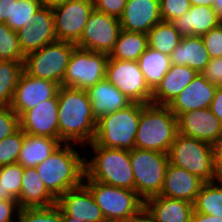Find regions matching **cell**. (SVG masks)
Wrapping results in <instances>:
<instances>
[{"mask_svg":"<svg viewBox=\"0 0 222 222\" xmlns=\"http://www.w3.org/2000/svg\"><path fill=\"white\" fill-rule=\"evenodd\" d=\"M57 98L59 139L84 147L92 143L97 119L87 90L60 86Z\"/></svg>","mask_w":222,"mask_h":222,"instance_id":"cell-1","label":"cell"},{"mask_svg":"<svg viewBox=\"0 0 222 222\" xmlns=\"http://www.w3.org/2000/svg\"><path fill=\"white\" fill-rule=\"evenodd\" d=\"M73 143H62L35 168L48 191L58 199L70 189L83 184L85 156L74 149Z\"/></svg>","mask_w":222,"mask_h":222,"instance_id":"cell-2","label":"cell"},{"mask_svg":"<svg viewBox=\"0 0 222 222\" xmlns=\"http://www.w3.org/2000/svg\"><path fill=\"white\" fill-rule=\"evenodd\" d=\"M92 158L85 156V177L83 181H97L118 188L134 190V174L130 151L119 148L88 144ZM89 159V160H88Z\"/></svg>","mask_w":222,"mask_h":222,"instance_id":"cell-3","label":"cell"},{"mask_svg":"<svg viewBox=\"0 0 222 222\" xmlns=\"http://www.w3.org/2000/svg\"><path fill=\"white\" fill-rule=\"evenodd\" d=\"M178 134V120L168 106L142 104L135 148L168 154Z\"/></svg>","mask_w":222,"mask_h":222,"instance_id":"cell-4","label":"cell"},{"mask_svg":"<svg viewBox=\"0 0 222 222\" xmlns=\"http://www.w3.org/2000/svg\"><path fill=\"white\" fill-rule=\"evenodd\" d=\"M142 104L132 102L127 107L97 119L93 142L98 146L132 150L135 148Z\"/></svg>","mask_w":222,"mask_h":222,"instance_id":"cell-5","label":"cell"},{"mask_svg":"<svg viewBox=\"0 0 222 222\" xmlns=\"http://www.w3.org/2000/svg\"><path fill=\"white\" fill-rule=\"evenodd\" d=\"M100 207L106 222H133L144 211V200L135 190L97 181H83Z\"/></svg>","mask_w":222,"mask_h":222,"instance_id":"cell-6","label":"cell"},{"mask_svg":"<svg viewBox=\"0 0 222 222\" xmlns=\"http://www.w3.org/2000/svg\"><path fill=\"white\" fill-rule=\"evenodd\" d=\"M169 163L198 176L204 182L215 181L212 145L177 134L168 152Z\"/></svg>","mask_w":222,"mask_h":222,"instance_id":"cell-7","label":"cell"},{"mask_svg":"<svg viewBox=\"0 0 222 222\" xmlns=\"http://www.w3.org/2000/svg\"><path fill=\"white\" fill-rule=\"evenodd\" d=\"M130 160L134 174V190L145 201L160 195L169 163L168 154L133 148Z\"/></svg>","mask_w":222,"mask_h":222,"instance_id":"cell-8","label":"cell"},{"mask_svg":"<svg viewBox=\"0 0 222 222\" xmlns=\"http://www.w3.org/2000/svg\"><path fill=\"white\" fill-rule=\"evenodd\" d=\"M75 47L74 43L60 40L46 44L25 56L23 70L28 75L47 79L61 86L70 55Z\"/></svg>","mask_w":222,"mask_h":222,"instance_id":"cell-9","label":"cell"},{"mask_svg":"<svg viewBox=\"0 0 222 222\" xmlns=\"http://www.w3.org/2000/svg\"><path fill=\"white\" fill-rule=\"evenodd\" d=\"M109 55L75 47L61 86L88 90L105 79Z\"/></svg>","mask_w":222,"mask_h":222,"instance_id":"cell-10","label":"cell"},{"mask_svg":"<svg viewBox=\"0 0 222 222\" xmlns=\"http://www.w3.org/2000/svg\"><path fill=\"white\" fill-rule=\"evenodd\" d=\"M131 102L151 103L152 90L145 81L137 61L118 60L109 56L106 76Z\"/></svg>","mask_w":222,"mask_h":222,"instance_id":"cell-11","label":"cell"},{"mask_svg":"<svg viewBox=\"0 0 222 222\" xmlns=\"http://www.w3.org/2000/svg\"><path fill=\"white\" fill-rule=\"evenodd\" d=\"M120 31L119 18L93 9L88 17L82 36L75 45L78 48L110 55Z\"/></svg>","mask_w":222,"mask_h":222,"instance_id":"cell-12","label":"cell"},{"mask_svg":"<svg viewBox=\"0 0 222 222\" xmlns=\"http://www.w3.org/2000/svg\"><path fill=\"white\" fill-rule=\"evenodd\" d=\"M92 0H67L52 8L55 34L58 40L76 44L83 33L90 13Z\"/></svg>","mask_w":222,"mask_h":222,"instance_id":"cell-13","label":"cell"},{"mask_svg":"<svg viewBox=\"0 0 222 222\" xmlns=\"http://www.w3.org/2000/svg\"><path fill=\"white\" fill-rule=\"evenodd\" d=\"M60 85L28 75L24 70L15 89L11 109L20 117L26 110L58 94Z\"/></svg>","mask_w":222,"mask_h":222,"instance_id":"cell-14","label":"cell"},{"mask_svg":"<svg viewBox=\"0 0 222 222\" xmlns=\"http://www.w3.org/2000/svg\"><path fill=\"white\" fill-rule=\"evenodd\" d=\"M178 133L195 138L211 145L222 137V125L209 108H201L185 113L178 117Z\"/></svg>","mask_w":222,"mask_h":222,"instance_id":"cell-15","label":"cell"},{"mask_svg":"<svg viewBox=\"0 0 222 222\" xmlns=\"http://www.w3.org/2000/svg\"><path fill=\"white\" fill-rule=\"evenodd\" d=\"M19 123L26 134L59 139L57 95L26 110L19 117Z\"/></svg>","mask_w":222,"mask_h":222,"instance_id":"cell-16","label":"cell"},{"mask_svg":"<svg viewBox=\"0 0 222 222\" xmlns=\"http://www.w3.org/2000/svg\"><path fill=\"white\" fill-rule=\"evenodd\" d=\"M34 23L17 31L20 47L27 56L46 44L57 41L52 7L41 6L34 14Z\"/></svg>","mask_w":222,"mask_h":222,"instance_id":"cell-17","label":"cell"},{"mask_svg":"<svg viewBox=\"0 0 222 222\" xmlns=\"http://www.w3.org/2000/svg\"><path fill=\"white\" fill-rule=\"evenodd\" d=\"M57 205L63 217H73L82 222H106L102 210L84 184L62 194Z\"/></svg>","mask_w":222,"mask_h":222,"instance_id":"cell-18","label":"cell"},{"mask_svg":"<svg viewBox=\"0 0 222 222\" xmlns=\"http://www.w3.org/2000/svg\"><path fill=\"white\" fill-rule=\"evenodd\" d=\"M119 21L123 30L147 34L162 21L160 0H127Z\"/></svg>","mask_w":222,"mask_h":222,"instance_id":"cell-19","label":"cell"},{"mask_svg":"<svg viewBox=\"0 0 222 222\" xmlns=\"http://www.w3.org/2000/svg\"><path fill=\"white\" fill-rule=\"evenodd\" d=\"M204 183L198 176L168 163L160 195L193 204Z\"/></svg>","mask_w":222,"mask_h":222,"instance_id":"cell-20","label":"cell"},{"mask_svg":"<svg viewBox=\"0 0 222 222\" xmlns=\"http://www.w3.org/2000/svg\"><path fill=\"white\" fill-rule=\"evenodd\" d=\"M216 89V86L207 81L201 73H198L168 107L176 117L188 111L209 108Z\"/></svg>","mask_w":222,"mask_h":222,"instance_id":"cell-21","label":"cell"},{"mask_svg":"<svg viewBox=\"0 0 222 222\" xmlns=\"http://www.w3.org/2000/svg\"><path fill=\"white\" fill-rule=\"evenodd\" d=\"M198 72L188 66L171 64L158 86L152 91L151 103L169 106Z\"/></svg>","mask_w":222,"mask_h":222,"instance_id":"cell-22","label":"cell"},{"mask_svg":"<svg viewBox=\"0 0 222 222\" xmlns=\"http://www.w3.org/2000/svg\"><path fill=\"white\" fill-rule=\"evenodd\" d=\"M144 211L157 222H190L193 204L157 195L144 201Z\"/></svg>","mask_w":222,"mask_h":222,"instance_id":"cell-23","label":"cell"},{"mask_svg":"<svg viewBox=\"0 0 222 222\" xmlns=\"http://www.w3.org/2000/svg\"><path fill=\"white\" fill-rule=\"evenodd\" d=\"M19 207H50L57 204V199L45 187L35 167L23 168Z\"/></svg>","mask_w":222,"mask_h":222,"instance_id":"cell-24","label":"cell"},{"mask_svg":"<svg viewBox=\"0 0 222 222\" xmlns=\"http://www.w3.org/2000/svg\"><path fill=\"white\" fill-rule=\"evenodd\" d=\"M171 23L182 37L193 35L202 37L222 22L213 7L191 6L187 13Z\"/></svg>","mask_w":222,"mask_h":222,"instance_id":"cell-25","label":"cell"},{"mask_svg":"<svg viewBox=\"0 0 222 222\" xmlns=\"http://www.w3.org/2000/svg\"><path fill=\"white\" fill-rule=\"evenodd\" d=\"M92 112L96 119L123 109L132 102L107 79H103L88 90Z\"/></svg>","mask_w":222,"mask_h":222,"instance_id":"cell-26","label":"cell"},{"mask_svg":"<svg viewBox=\"0 0 222 222\" xmlns=\"http://www.w3.org/2000/svg\"><path fill=\"white\" fill-rule=\"evenodd\" d=\"M173 65L188 66L201 73L210 61L203 38L200 36H185L170 54Z\"/></svg>","mask_w":222,"mask_h":222,"instance_id":"cell-27","label":"cell"},{"mask_svg":"<svg viewBox=\"0 0 222 222\" xmlns=\"http://www.w3.org/2000/svg\"><path fill=\"white\" fill-rule=\"evenodd\" d=\"M63 142L60 139L26 134L17 163L25 168L36 167L47 159Z\"/></svg>","mask_w":222,"mask_h":222,"instance_id":"cell-28","label":"cell"},{"mask_svg":"<svg viewBox=\"0 0 222 222\" xmlns=\"http://www.w3.org/2000/svg\"><path fill=\"white\" fill-rule=\"evenodd\" d=\"M145 81L153 91L161 82L171 66L170 56L150 47L137 60Z\"/></svg>","mask_w":222,"mask_h":222,"instance_id":"cell-29","label":"cell"},{"mask_svg":"<svg viewBox=\"0 0 222 222\" xmlns=\"http://www.w3.org/2000/svg\"><path fill=\"white\" fill-rule=\"evenodd\" d=\"M147 34L121 29L110 57L118 60L137 61L147 49Z\"/></svg>","mask_w":222,"mask_h":222,"instance_id":"cell-30","label":"cell"},{"mask_svg":"<svg viewBox=\"0 0 222 222\" xmlns=\"http://www.w3.org/2000/svg\"><path fill=\"white\" fill-rule=\"evenodd\" d=\"M181 34L171 22L161 21L147 33L148 47L161 53L170 54L181 41Z\"/></svg>","mask_w":222,"mask_h":222,"instance_id":"cell-31","label":"cell"},{"mask_svg":"<svg viewBox=\"0 0 222 222\" xmlns=\"http://www.w3.org/2000/svg\"><path fill=\"white\" fill-rule=\"evenodd\" d=\"M197 213L222 218V182H205L193 203Z\"/></svg>","mask_w":222,"mask_h":222,"instance_id":"cell-32","label":"cell"},{"mask_svg":"<svg viewBox=\"0 0 222 222\" xmlns=\"http://www.w3.org/2000/svg\"><path fill=\"white\" fill-rule=\"evenodd\" d=\"M23 63L0 61V107L11 106Z\"/></svg>","mask_w":222,"mask_h":222,"instance_id":"cell-33","label":"cell"},{"mask_svg":"<svg viewBox=\"0 0 222 222\" xmlns=\"http://www.w3.org/2000/svg\"><path fill=\"white\" fill-rule=\"evenodd\" d=\"M23 168L19 163L0 167V201L19 198Z\"/></svg>","mask_w":222,"mask_h":222,"instance_id":"cell-34","label":"cell"},{"mask_svg":"<svg viewBox=\"0 0 222 222\" xmlns=\"http://www.w3.org/2000/svg\"><path fill=\"white\" fill-rule=\"evenodd\" d=\"M18 34L6 23L0 22V61L24 62Z\"/></svg>","mask_w":222,"mask_h":222,"instance_id":"cell-35","label":"cell"},{"mask_svg":"<svg viewBox=\"0 0 222 222\" xmlns=\"http://www.w3.org/2000/svg\"><path fill=\"white\" fill-rule=\"evenodd\" d=\"M41 4L37 0L13 1L12 22H6L11 30L19 31L24 26L34 23V14L39 10Z\"/></svg>","mask_w":222,"mask_h":222,"instance_id":"cell-36","label":"cell"},{"mask_svg":"<svg viewBox=\"0 0 222 222\" xmlns=\"http://www.w3.org/2000/svg\"><path fill=\"white\" fill-rule=\"evenodd\" d=\"M18 222H64L62 210L55 204L50 207L22 208Z\"/></svg>","mask_w":222,"mask_h":222,"instance_id":"cell-37","label":"cell"},{"mask_svg":"<svg viewBox=\"0 0 222 222\" xmlns=\"http://www.w3.org/2000/svg\"><path fill=\"white\" fill-rule=\"evenodd\" d=\"M24 136L25 132L19 128L12 135L0 141V167L17 163Z\"/></svg>","mask_w":222,"mask_h":222,"instance_id":"cell-38","label":"cell"},{"mask_svg":"<svg viewBox=\"0 0 222 222\" xmlns=\"http://www.w3.org/2000/svg\"><path fill=\"white\" fill-rule=\"evenodd\" d=\"M189 0H160L161 20L172 22L190 10Z\"/></svg>","mask_w":222,"mask_h":222,"instance_id":"cell-39","label":"cell"},{"mask_svg":"<svg viewBox=\"0 0 222 222\" xmlns=\"http://www.w3.org/2000/svg\"><path fill=\"white\" fill-rule=\"evenodd\" d=\"M19 128V116L11 109V106L0 107V141Z\"/></svg>","mask_w":222,"mask_h":222,"instance_id":"cell-40","label":"cell"},{"mask_svg":"<svg viewBox=\"0 0 222 222\" xmlns=\"http://www.w3.org/2000/svg\"><path fill=\"white\" fill-rule=\"evenodd\" d=\"M210 59L222 57V23L202 36Z\"/></svg>","mask_w":222,"mask_h":222,"instance_id":"cell-41","label":"cell"},{"mask_svg":"<svg viewBox=\"0 0 222 222\" xmlns=\"http://www.w3.org/2000/svg\"><path fill=\"white\" fill-rule=\"evenodd\" d=\"M94 9L107 15L119 18L127 0H92Z\"/></svg>","mask_w":222,"mask_h":222,"instance_id":"cell-42","label":"cell"},{"mask_svg":"<svg viewBox=\"0 0 222 222\" xmlns=\"http://www.w3.org/2000/svg\"><path fill=\"white\" fill-rule=\"evenodd\" d=\"M201 74L212 85L216 87L222 86V57L210 59Z\"/></svg>","mask_w":222,"mask_h":222,"instance_id":"cell-43","label":"cell"},{"mask_svg":"<svg viewBox=\"0 0 222 222\" xmlns=\"http://www.w3.org/2000/svg\"><path fill=\"white\" fill-rule=\"evenodd\" d=\"M20 210L17 200L0 201V222H18Z\"/></svg>","mask_w":222,"mask_h":222,"instance_id":"cell-44","label":"cell"},{"mask_svg":"<svg viewBox=\"0 0 222 222\" xmlns=\"http://www.w3.org/2000/svg\"><path fill=\"white\" fill-rule=\"evenodd\" d=\"M215 181L222 182V137L212 145Z\"/></svg>","mask_w":222,"mask_h":222,"instance_id":"cell-45","label":"cell"},{"mask_svg":"<svg viewBox=\"0 0 222 222\" xmlns=\"http://www.w3.org/2000/svg\"><path fill=\"white\" fill-rule=\"evenodd\" d=\"M209 109L219 119V122L222 125V86L217 87Z\"/></svg>","mask_w":222,"mask_h":222,"instance_id":"cell-46","label":"cell"},{"mask_svg":"<svg viewBox=\"0 0 222 222\" xmlns=\"http://www.w3.org/2000/svg\"><path fill=\"white\" fill-rule=\"evenodd\" d=\"M13 1L16 0H0V22H12Z\"/></svg>","mask_w":222,"mask_h":222,"instance_id":"cell-47","label":"cell"},{"mask_svg":"<svg viewBox=\"0 0 222 222\" xmlns=\"http://www.w3.org/2000/svg\"><path fill=\"white\" fill-rule=\"evenodd\" d=\"M190 222H222V218L193 211Z\"/></svg>","mask_w":222,"mask_h":222,"instance_id":"cell-48","label":"cell"},{"mask_svg":"<svg viewBox=\"0 0 222 222\" xmlns=\"http://www.w3.org/2000/svg\"><path fill=\"white\" fill-rule=\"evenodd\" d=\"M37 1L41 4V6L53 8L59 4L66 2L67 0H37Z\"/></svg>","mask_w":222,"mask_h":222,"instance_id":"cell-49","label":"cell"},{"mask_svg":"<svg viewBox=\"0 0 222 222\" xmlns=\"http://www.w3.org/2000/svg\"><path fill=\"white\" fill-rule=\"evenodd\" d=\"M212 7L214 11L216 12L217 17L222 22V0H213Z\"/></svg>","mask_w":222,"mask_h":222,"instance_id":"cell-50","label":"cell"},{"mask_svg":"<svg viewBox=\"0 0 222 222\" xmlns=\"http://www.w3.org/2000/svg\"><path fill=\"white\" fill-rule=\"evenodd\" d=\"M191 6H210L213 5V0H189Z\"/></svg>","mask_w":222,"mask_h":222,"instance_id":"cell-51","label":"cell"},{"mask_svg":"<svg viewBox=\"0 0 222 222\" xmlns=\"http://www.w3.org/2000/svg\"><path fill=\"white\" fill-rule=\"evenodd\" d=\"M135 221L136 222H157L152 217H150L145 211H143Z\"/></svg>","mask_w":222,"mask_h":222,"instance_id":"cell-52","label":"cell"},{"mask_svg":"<svg viewBox=\"0 0 222 222\" xmlns=\"http://www.w3.org/2000/svg\"><path fill=\"white\" fill-rule=\"evenodd\" d=\"M64 219V222H82L76 218H73V217H63Z\"/></svg>","mask_w":222,"mask_h":222,"instance_id":"cell-53","label":"cell"}]
</instances>
